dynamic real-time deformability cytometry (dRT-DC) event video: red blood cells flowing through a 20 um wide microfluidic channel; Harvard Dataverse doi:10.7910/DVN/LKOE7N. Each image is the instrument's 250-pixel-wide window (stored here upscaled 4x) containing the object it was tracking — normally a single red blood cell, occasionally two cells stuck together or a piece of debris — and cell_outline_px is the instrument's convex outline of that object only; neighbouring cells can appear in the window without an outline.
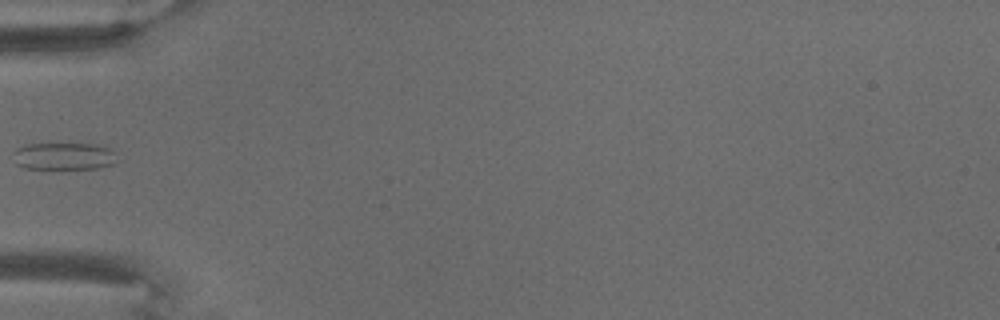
{"species": "common noctule bat (a hibernating species)", "species_latin": "Nyctalus noctula", "temperature_condition": "warm", "stored_images_in_passage": 8, "camera_frame_rate_fps": 3000, "um_per_image_px": 0.085, "animal": {"sex": "male", "body_mass_g": 18.8}, "frame": {"image": 1, "passage_image": 7, "time_ms": 7.667, "image_size_px": [1000, 320], "cell_outline_px": [[120, 160], [112, 164], [100, 168], [24, 168], [16, 164], [12, 152], [16, 148], [28, 144], [52, 140], [96, 144], [108, 148], [116, 152]], "centroid_in_image_um": [5.44, 13.21], "position_along_channel_um": 79.6, "area_um2": 17.57}}